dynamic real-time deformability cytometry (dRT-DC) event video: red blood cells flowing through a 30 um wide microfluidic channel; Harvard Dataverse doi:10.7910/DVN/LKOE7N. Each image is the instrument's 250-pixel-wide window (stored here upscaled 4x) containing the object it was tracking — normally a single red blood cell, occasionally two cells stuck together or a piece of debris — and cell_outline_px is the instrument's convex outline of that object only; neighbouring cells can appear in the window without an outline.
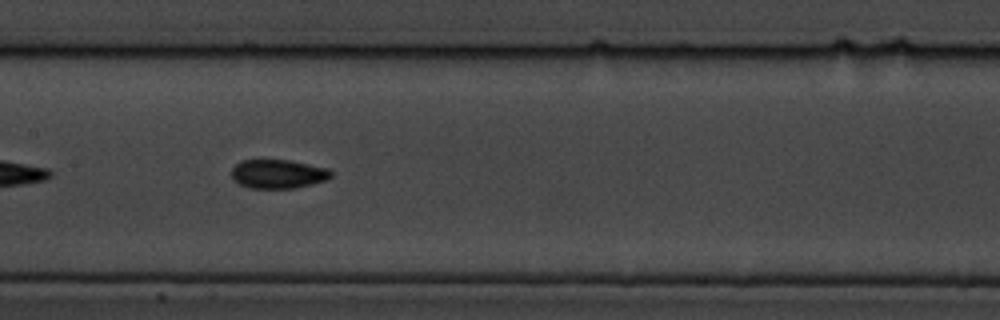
{"species": "common noctule bat (a hibernating species)", "species_latin": "Nyctalus noctula", "temperature_condition": "cold", "stored_images_in_passage": 15, "camera_frame_rate_fps": 3000, "um_per_image_px": 0.085, "animal": {"sex": "male", "body_mass_g": 19.5, "forearm_length_mm": 54.6}, "frame": {"image": 1, "passage_image": 13, "time_ms": 4.0, "image_size_px": [1000, 320], "cell_outline_px": [[332, 176], [328, 180], [312, 184], [292, 188], [248, 188], [232, 180], [232, 168], [240, 160], [288, 160], [328, 168], [332, 172]], "centroid_in_image_um": [23.63, 14.79], "position_along_channel_um": 183.8, "area_um2": 16.82}}